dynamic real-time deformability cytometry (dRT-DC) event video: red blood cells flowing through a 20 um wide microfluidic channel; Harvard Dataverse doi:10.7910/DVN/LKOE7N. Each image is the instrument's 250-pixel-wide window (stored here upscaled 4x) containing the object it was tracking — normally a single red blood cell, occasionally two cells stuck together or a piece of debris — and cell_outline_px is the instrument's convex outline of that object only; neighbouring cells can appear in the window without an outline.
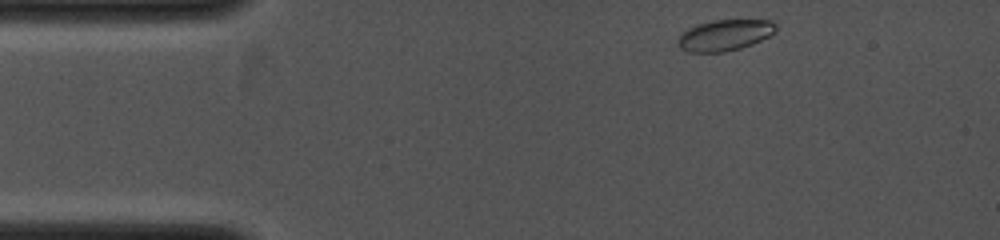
{"species": "common noctule bat (a hibernating species)", "species_latin": "Nyctalus noctula", "temperature_condition": "cold", "stored_images_in_passage": 23, "camera_frame_rate_fps": 4000, "um_per_image_px": 0.085, "animal": {"sex": "female", "body_mass_g": 19.0, "forearm_length_mm": 53.3}, "frame": {"image": 1, "passage_image": 1, "time_ms": 0.0, "image_size_px": [1000, 240], "cell_outline_px": [[776, 32], [752, 44], [740, 48], [724, 52], [688, 52], [680, 48], [676, 40], [688, 28], [696, 24], [712, 20], [772, 20], [776, 24]], "centroid_in_image_um": [61.6, 2.98], "position_along_channel_um": 23.4, "area_um2": 17.74}}
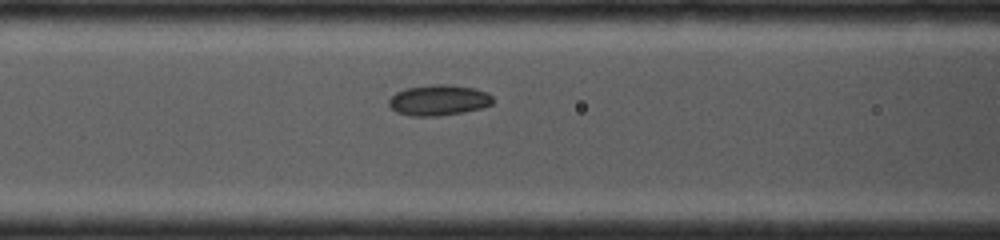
{"frame": {"image": 2, "passage_image": 16, "time_ms": 3.25, "image_size_px": [1000, 240], "cell_outline_px": [[492, 104], [480, 108], [464, 112], [440, 116], [408, 116], [396, 112], [388, 104], [388, 100], [396, 92], [404, 88], [432, 84], [448, 84], [476, 88], [488, 92], [492, 96]], "centroid_in_image_um": [37.27, 8.51], "position_along_channel_um": 129.3, "area_um2": 18.84}}
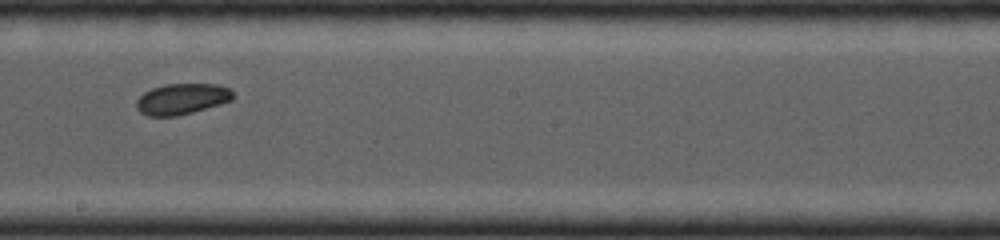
{"frame": {"image": 3, "passage_image": 21, "time_ms": 5.25, "image_size_px": [1000, 240], "cell_outline_px": [[236, 96], [232, 100], [220, 104], [192, 112], [176, 116], [148, 116], [140, 112], [136, 108], [136, 100], [144, 92], [152, 88], [164, 84], [216, 84], [228, 88]], "centroid_in_image_um": [15.45, 8.41], "position_along_channel_um": 232.8, "area_um2": 17.4}}